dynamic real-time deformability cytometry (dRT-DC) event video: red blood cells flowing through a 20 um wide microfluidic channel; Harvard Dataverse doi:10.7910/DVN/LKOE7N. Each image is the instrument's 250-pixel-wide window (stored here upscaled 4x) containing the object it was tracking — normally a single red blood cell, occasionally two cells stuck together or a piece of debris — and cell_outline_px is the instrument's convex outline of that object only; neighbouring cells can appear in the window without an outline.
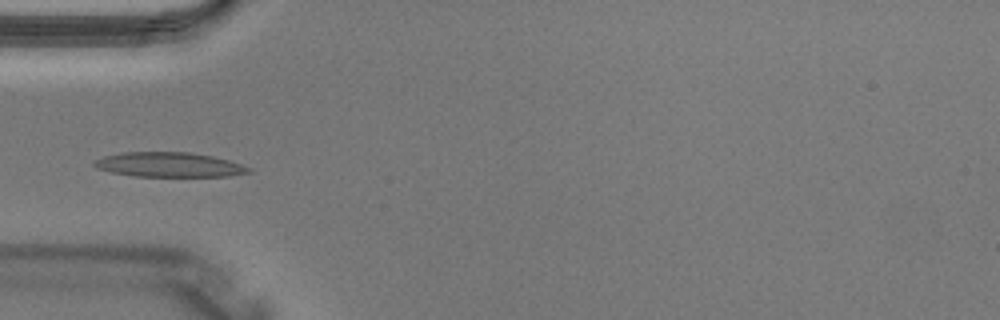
{"species": "Egyptian fruit bat (a non-hibernating species)", "species_latin": "Rousettus aegyptiacus", "temperature_condition": "warm", "stored_images_in_passage": 3, "camera_frame_rate_fps": 3000, "um_per_image_px": 0.085, "animal": {"sex": "male"}, "frame": {"image": 1, "passage_image": 3, "time_ms": 0.667, "image_size_px": [1000, 320], "cell_outline_px": [[252, 172], [228, 176], [136, 176], [112, 172], [96, 168], [92, 164], [92, 160], [104, 156], [124, 152], [188, 152], [212, 156], [228, 160], [252, 168]], "centroid_in_image_um": [14.35, 13.99], "position_along_channel_um": 70.6, "area_um2": 22.14}}